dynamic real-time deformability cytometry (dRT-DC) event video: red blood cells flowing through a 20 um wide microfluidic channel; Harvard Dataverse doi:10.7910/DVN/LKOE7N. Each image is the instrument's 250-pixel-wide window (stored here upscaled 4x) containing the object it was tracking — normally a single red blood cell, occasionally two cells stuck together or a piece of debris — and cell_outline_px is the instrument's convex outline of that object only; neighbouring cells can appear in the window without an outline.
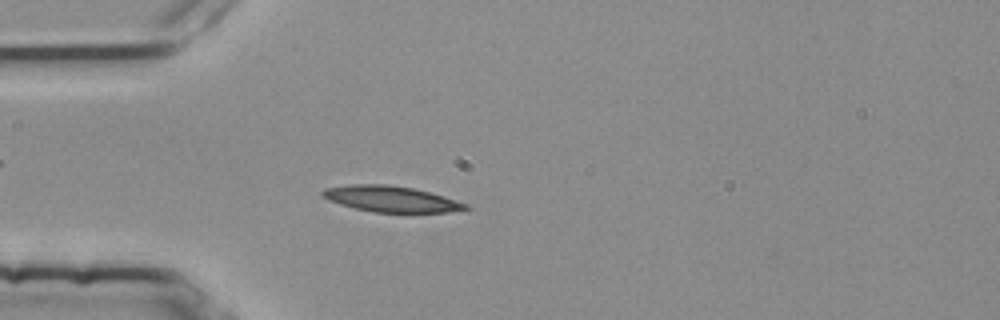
{"species": "common noctule bat (a hibernating species)", "species_latin": "Nyctalus noctula", "temperature_condition": "room temperature", "stored_images_in_passage": 47, "camera_frame_rate_fps": 3000, "um_per_image_px": 0.085, "animal": {"sex": "female", "body_mass_g": 25.1}, "frame": {"image": 1, "passage_image": 11, "time_ms": 3.333, "image_size_px": [1000, 320], "cell_outline_px": [[472, 208], [444, 212], [372, 212], [340, 204], [328, 200], [320, 196], [320, 192], [324, 188], [348, 184], [388, 184], [412, 188], [432, 192], [468, 204]], "centroid_in_image_um": [33.2, 16.9], "position_along_channel_um": 51.8, "area_um2": 21.73}}
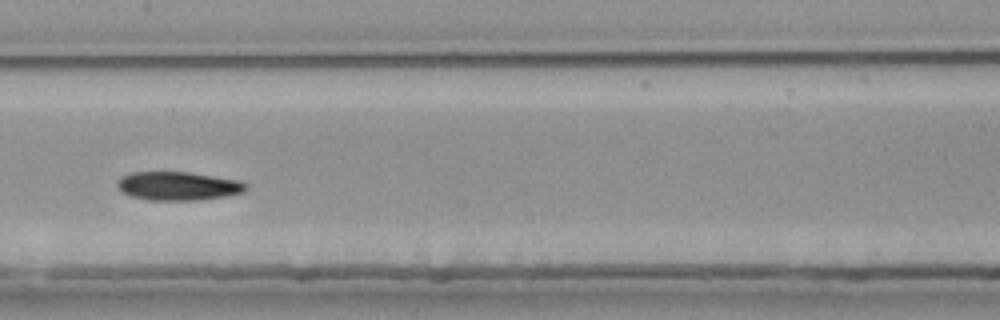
{"frame": {"image": 2, "passage_image": 23, "time_ms": 7.333, "image_size_px": [1000, 320], "cell_outline_px": [[248, 188], [244, 192], [228, 196], [196, 200], [148, 200], [132, 196], [120, 192], [116, 184], [116, 180], [120, 176], [132, 172], [188, 172], [240, 180], [248, 184]], "centroid_in_image_um": [15.13, 15.81], "position_along_channel_um": 192.3, "area_um2": 21.73}}
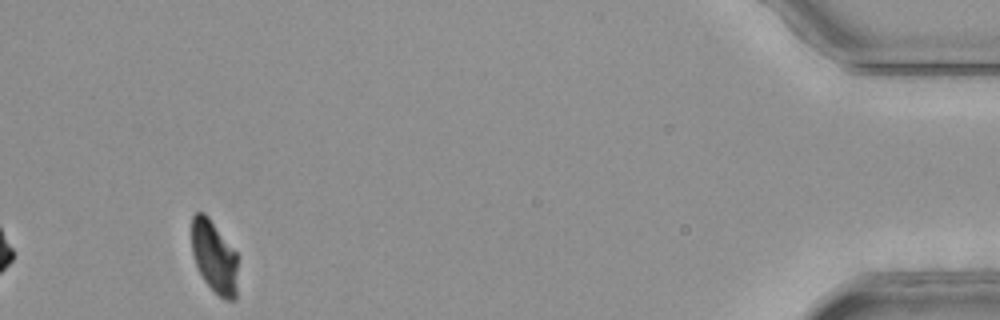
{"frame": {"image": 3, "passage_image": 47, "time_ms": 15.333, "image_size_px": [1000, 320], "cell_outline_px": [[236, 300], [224, 300], [204, 280], [196, 264], [192, 252], [192, 216], [196, 212], [204, 212], [208, 216], [236, 252]], "centroid_in_image_um": [18.2, 21.81], "position_along_channel_um": 417.0, "area_um2": 19.13}, "authors_computed_cell_mechanics": {"area_um2": 21.5594, "velocity_mm_per_s": 3.7591, "shape_relaxation_time_tau1_ms": null, "shape_relaxation_time_tau2_ms": 7.5, "deformation_change_tau1": null, "deformation_change_tau2": 0.1343}}